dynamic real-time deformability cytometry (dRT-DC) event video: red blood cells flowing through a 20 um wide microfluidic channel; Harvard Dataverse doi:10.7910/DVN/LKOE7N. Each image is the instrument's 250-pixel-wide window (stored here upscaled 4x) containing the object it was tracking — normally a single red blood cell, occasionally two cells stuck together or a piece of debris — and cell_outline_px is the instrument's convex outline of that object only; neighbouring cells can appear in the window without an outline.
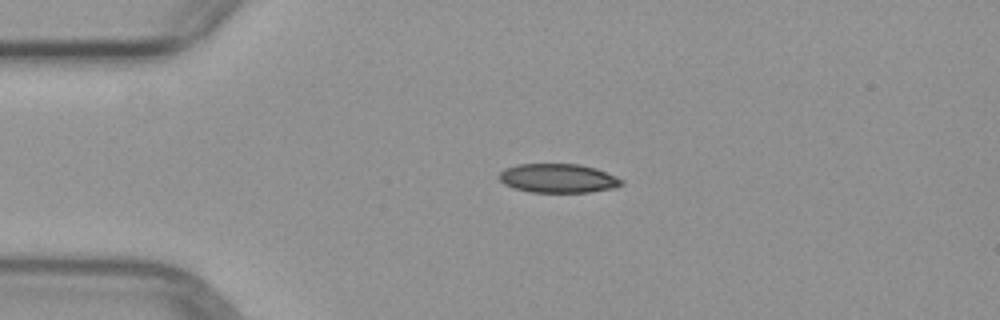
{"species": "common noctule bat (a hibernating species)", "species_latin": "Nyctalus noctula", "temperature_condition": "warm", "stored_images_in_passage": 3, "camera_frame_rate_fps": 3000, "um_per_image_px": 0.085, "animal": {"sex": "female", "body_mass_g": 29.2, "forearm_length_mm": 56.3}, "frame": {"image": 1, "passage_image": 1, "time_ms": 0.0, "image_size_px": [1000, 320], "cell_outline_px": [[624, 184], [616, 188], [588, 192], [528, 192], [512, 188], [504, 184], [500, 180], [500, 172], [504, 168], [516, 164], [580, 164], [596, 168], [616, 176], [624, 180]], "centroid_in_image_um": [47.45, 15.15], "position_along_channel_um": 37.5, "area_um2": 20.92}}
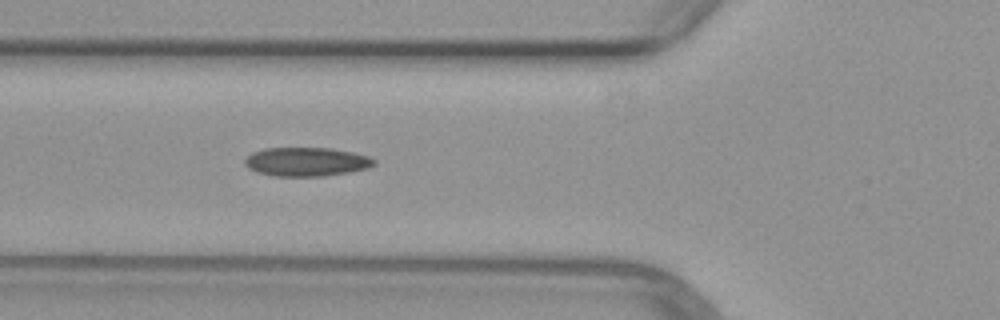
{"frame": {"image": 2, "passage_image": 3, "time_ms": 2.333, "image_size_px": [1000, 320], "cell_outline_px": [[376, 164], [368, 168], [348, 172], [324, 176], [272, 176], [256, 172], [248, 168], [244, 164], [244, 160], [252, 152], [264, 148], [332, 148], [352, 152], [368, 156], [376, 160]], "centroid_in_image_um": [26.03, 13.75], "position_along_channel_um": 99.8, "area_um2": 21.85}}